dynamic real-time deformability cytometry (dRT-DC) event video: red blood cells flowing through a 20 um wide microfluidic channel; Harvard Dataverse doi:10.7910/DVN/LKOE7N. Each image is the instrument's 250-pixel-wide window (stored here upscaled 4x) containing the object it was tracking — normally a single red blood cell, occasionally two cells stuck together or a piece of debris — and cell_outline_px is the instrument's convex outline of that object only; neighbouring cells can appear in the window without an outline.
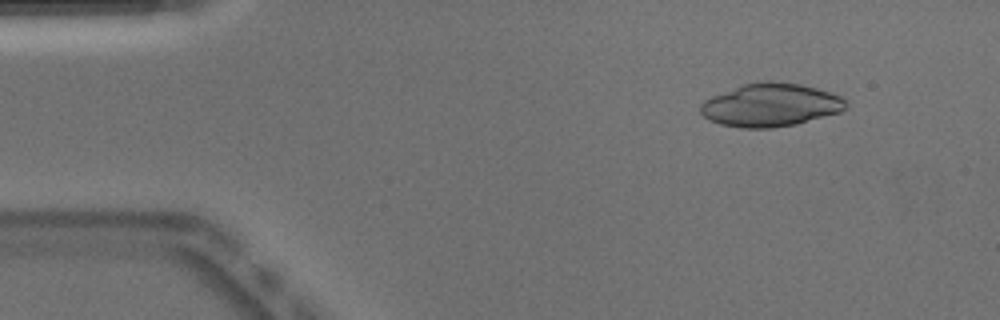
{"species": "Egyptian fruit bat (a non-hibernating species)", "species_latin": "Rousettus aegyptiacus", "temperature_condition": "warm", "stored_images_in_passage": 49, "camera_frame_rate_fps": 3000, "um_per_image_px": 0.085, "animal": {"sex": "male"}, "frame": {"image": 1, "passage_image": 5, "time_ms": 1.333, "image_size_px": [1000, 320], "cell_outline_px": [[848, 108], [840, 112], [796, 124], [772, 128], [740, 128], [720, 124], [708, 120], [700, 112], [700, 104], [704, 100], [712, 96], [744, 84], [764, 80], [772, 80], [800, 84], [816, 88], [840, 96], [848, 104]], "centroid_in_image_um": [65.49, 8.93], "position_along_channel_um": 19.5, "area_um2": 36.65}}